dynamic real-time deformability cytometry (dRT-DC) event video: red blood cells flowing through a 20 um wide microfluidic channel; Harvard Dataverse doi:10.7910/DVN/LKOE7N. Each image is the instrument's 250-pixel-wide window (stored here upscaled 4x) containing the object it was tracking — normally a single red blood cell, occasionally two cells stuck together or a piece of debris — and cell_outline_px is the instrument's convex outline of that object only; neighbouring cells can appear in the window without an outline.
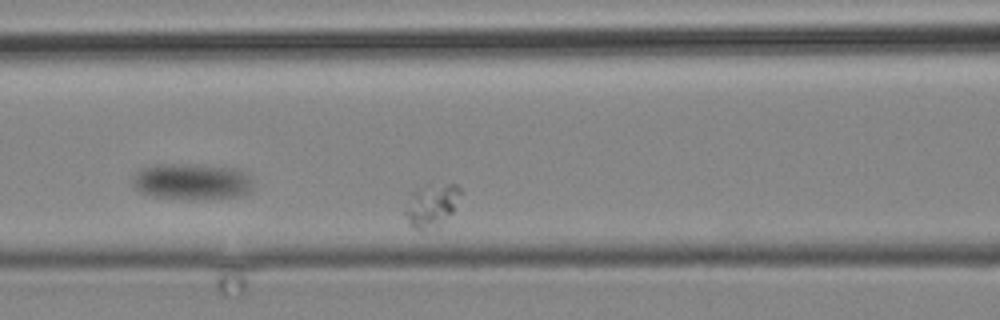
{"species": "common noctule bat (a hibernating species)", "species_latin": "Nyctalus noctula", "temperature_condition": "cold", "stored_images_in_passage": 8, "camera_frame_rate_fps": 3000, "um_per_image_px": 0.085, "animal": {"sex": "male", "body_mass_g": 19.2, "forearm_length_mm": 51.8}, "frame": {"image": 1, "passage_image": 8, "time_ms": 8.0, "image_size_px": [1000, 320], "cell_outline_px": [[464, 192], [452, 212], [424, 228], [412, 228], [408, 224], [404, 212], [412, 192], [448, 184], [456, 184]], "centroid_in_image_um": [36.7, 17.41], "position_along_channel_um": 129.9, "area_um2": 12.54}}